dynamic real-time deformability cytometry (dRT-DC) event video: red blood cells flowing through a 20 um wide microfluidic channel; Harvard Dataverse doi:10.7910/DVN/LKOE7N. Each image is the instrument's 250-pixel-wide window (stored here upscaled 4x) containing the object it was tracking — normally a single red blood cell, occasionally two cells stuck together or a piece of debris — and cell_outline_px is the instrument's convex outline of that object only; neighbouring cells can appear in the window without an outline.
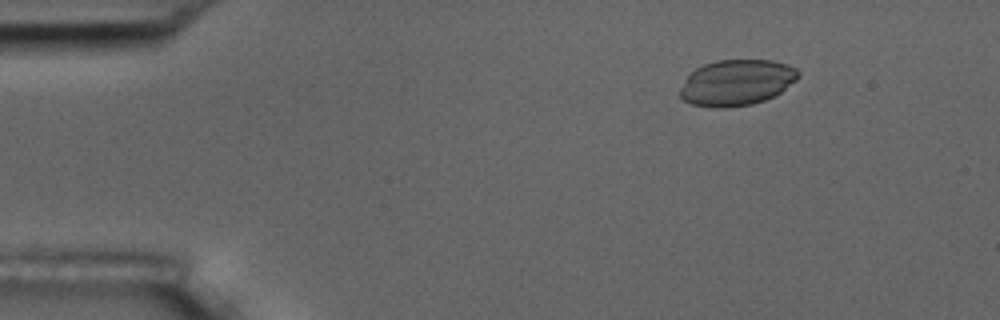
{"species": "common noctule bat (a hibernating species)", "species_latin": "Nyctalus noctula", "temperature_condition": "room temperature", "stored_images_in_passage": 53, "camera_frame_rate_fps": 3000, "um_per_image_px": 0.085, "animal": {"sex": "male", "body_mass_g": 17.5, "forearm_length_mm": 52.3}, "frame": {"image": 1, "passage_image": 4, "time_ms": 1.0, "image_size_px": [1000, 320], "cell_outline_px": [[800, 76], [796, 80], [776, 96], [752, 104], [728, 108], [712, 108], [692, 104], [684, 100], [680, 96], [680, 88], [688, 76], [696, 68], [704, 64], [716, 60], [772, 60], [788, 64], [796, 68], [800, 72]], "centroid_in_image_um": [62.64, 7.02], "position_along_channel_um": 22.4, "area_um2": 31.85}}